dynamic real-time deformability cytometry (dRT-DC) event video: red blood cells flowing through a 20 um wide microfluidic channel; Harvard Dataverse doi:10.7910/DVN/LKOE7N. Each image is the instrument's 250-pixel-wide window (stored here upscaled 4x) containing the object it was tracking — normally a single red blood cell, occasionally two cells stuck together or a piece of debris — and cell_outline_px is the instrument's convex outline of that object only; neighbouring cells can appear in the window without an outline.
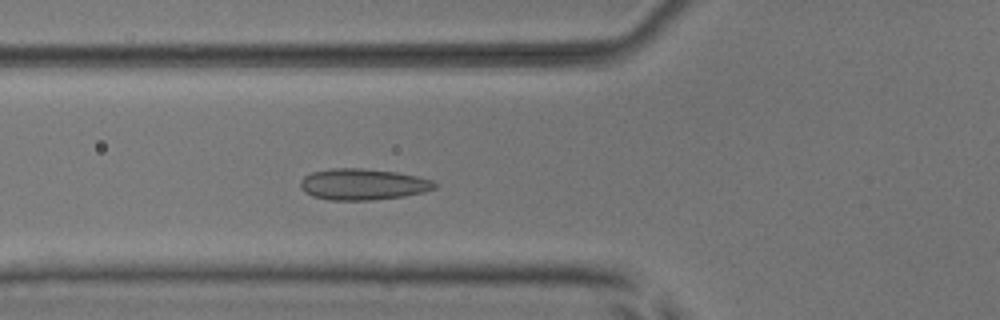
{"species": "common noctule bat (a hibernating species)", "species_latin": "Nyctalus noctula", "temperature_condition": "room temperature", "stored_images_in_passage": 52, "camera_frame_rate_fps": 3000, "um_per_image_px": 0.085, "animal": {"sex": "male", "body_mass_g": 17.9, "forearm_length_mm": 54.2}, "frame": {"image": 1, "passage_image": 19, "time_ms": 6.0, "image_size_px": [1000, 320], "cell_outline_px": [[440, 184], [436, 188], [424, 192], [404, 196], [372, 200], [332, 200], [312, 196], [304, 192], [300, 188], [300, 180], [304, 176], [312, 172], [332, 168], [360, 168], [396, 172], [416, 176], [432, 180]], "centroid_in_image_um": [30.85, 15.67], "position_along_channel_um": 95.0, "area_um2": 24.57}}
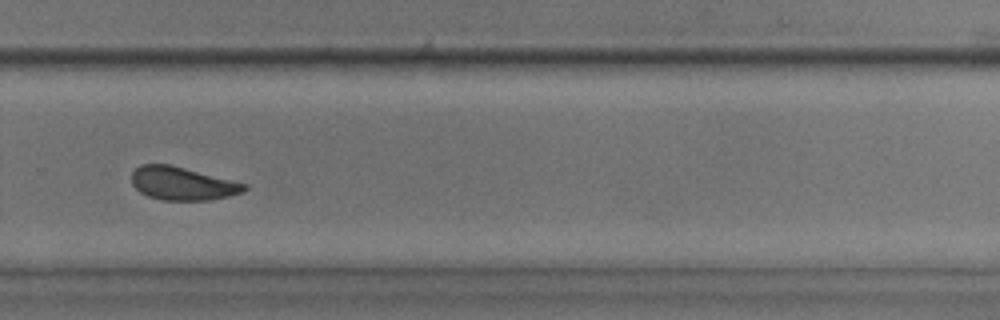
{"frame": {"image": 2, "passage_image": 36, "time_ms": 11.667, "image_size_px": [1000, 320], "cell_outline_px": [[248, 188], [244, 192], [228, 196], [208, 200], [160, 200], [148, 196], [140, 192], [132, 184], [132, 172], [140, 164], [168, 164], [248, 184]], "centroid_in_image_um": [15.5, 15.6], "position_along_channel_um": 314.3, "area_um2": 21.68}}
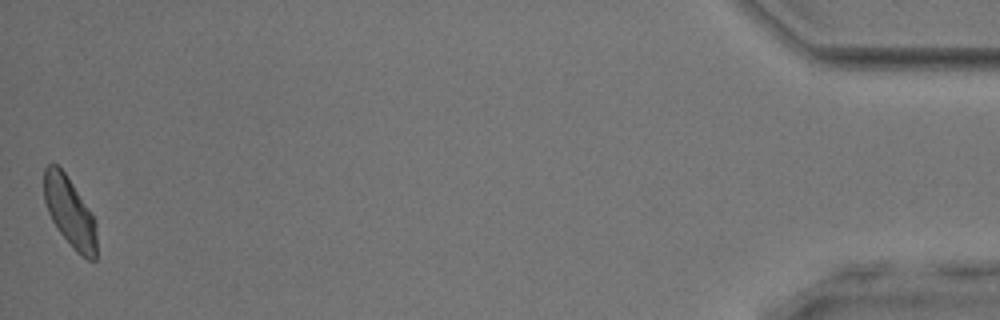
{"frame": {"image": 3, "passage_image": 52, "time_ms": 17.0, "image_size_px": [1000, 320], "cell_outline_px": [[96, 260], [88, 260], [76, 252], [72, 248], [60, 232], [52, 220], [48, 212], [44, 200], [44, 168], [48, 164], [56, 164], [64, 172], [92, 212], [96, 220]], "centroid_in_image_um": [5.94, 18.04], "position_along_channel_um": 429.3, "area_um2": 21.44}, "authors_computed_cell_mechanics": {"area_um2": 22.7154, "velocity_mm_per_s": 3.8769, "shape_relaxation_time_tau1_ms": 4.9427, "shape_relaxation_time_tau2_ms": 1.058, "deformation_change_tau1": 0.0863, "deformation_change_tau2": 0.0475}}